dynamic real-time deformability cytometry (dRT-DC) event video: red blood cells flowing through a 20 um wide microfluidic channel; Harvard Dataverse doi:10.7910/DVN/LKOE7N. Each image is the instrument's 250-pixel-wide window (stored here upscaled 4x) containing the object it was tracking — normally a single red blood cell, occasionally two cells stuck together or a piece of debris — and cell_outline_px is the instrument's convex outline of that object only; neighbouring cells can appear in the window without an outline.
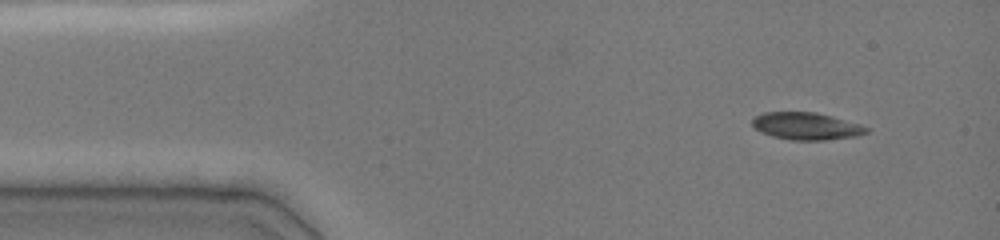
{"species": "common noctule bat (a hibernating species)", "species_latin": "Nyctalus noctula", "temperature_condition": "cold", "stored_images_in_passage": 6, "camera_frame_rate_fps": 3000, "um_per_image_px": 0.085, "animal": {"sex": "female", "body_mass_g": 19.0, "forearm_length_mm": 51.5}, "frame": {"image": 1, "passage_image": 1, "time_ms": 0.0, "image_size_px": [1000, 240], "cell_outline_px": [[868, 132], [856, 136], [824, 140], [792, 140], [772, 136], [760, 132], [752, 124], [752, 120], [756, 116], [764, 112], [816, 112], [832, 116], [860, 124], [868, 128]], "centroid_in_image_um": [68.53, 10.72], "position_along_channel_um": 16.5, "area_um2": 18.03}}
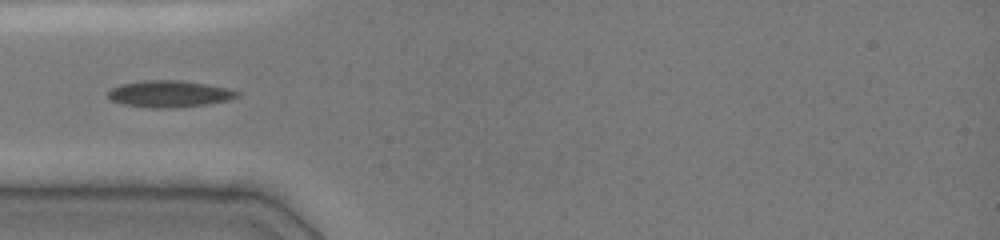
{"frame": {"image": 2, "passage_image": 5, "time_ms": 3.333, "image_size_px": [1000, 240], "cell_outline_px": [[240, 96], [228, 100], [208, 104], [176, 108], [148, 108], [124, 104], [112, 100], [108, 96], [108, 92], [112, 88], [120, 84], [144, 80], [180, 80], [228, 88], [240, 92]], "centroid_in_image_um": [14.41, 7.98], "position_along_channel_um": 70.6, "area_um2": 20.11}}